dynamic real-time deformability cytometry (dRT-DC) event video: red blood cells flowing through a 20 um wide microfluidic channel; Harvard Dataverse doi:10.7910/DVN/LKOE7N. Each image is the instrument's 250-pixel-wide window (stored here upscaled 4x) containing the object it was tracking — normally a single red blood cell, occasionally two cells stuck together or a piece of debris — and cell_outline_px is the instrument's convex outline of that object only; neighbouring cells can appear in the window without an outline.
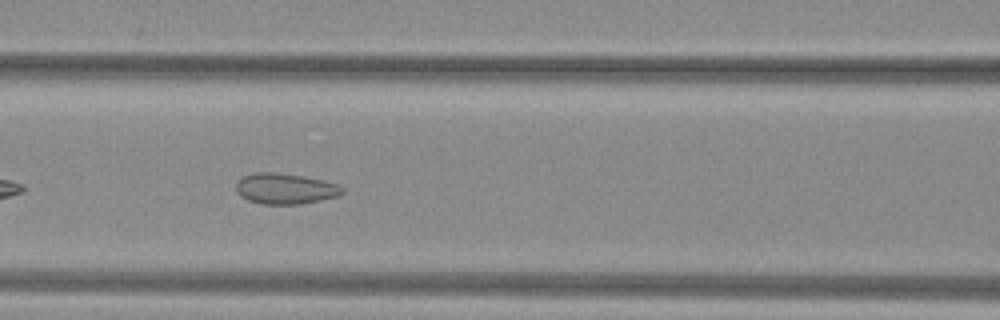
{"species": "common noctule bat (a hibernating species)", "species_latin": "Nyctalus noctula", "temperature_condition": "warm", "stored_images_in_passage": 27, "camera_frame_rate_fps": 3000, "um_per_image_px": 0.085, "animal": {"sex": "female", "body_mass_g": 29.2, "forearm_length_mm": 56.3}, "frame": {"image": 1, "passage_image": 8, "time_ms": 2.333, "image_size_px": [1000, 320], "cell_outline_px": [[344, 192], [336, 196], [320, 200], [300, 204], [260, 204], [248, 200], [240, 196], [236, 192], [236, 184], [244, 176], [252, 172], [276, 172], [304, 176], [324, 180], [336, 184], [344, 188]], "centroid_in_image_um": [24.22, 16.03], "position_along_channel_um": 142.4, "area_um2": 19.07}}
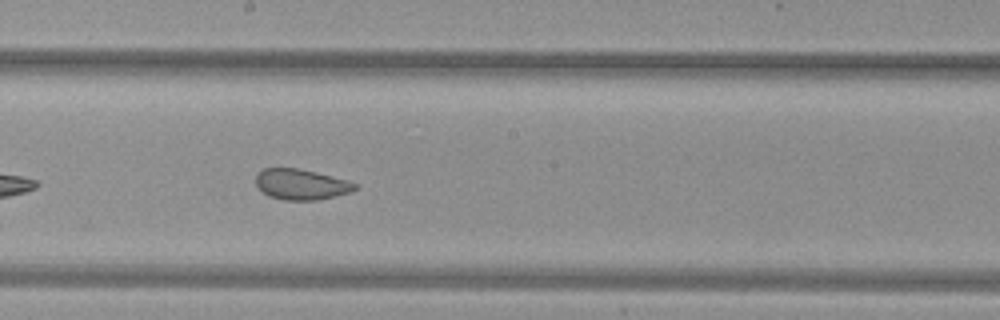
{"frame": {"image": 2, "passage_image": 14, "time_ms": 4.333, "image_size_px": [1000, 320], "cell_outline_px": [[356, 188], [352, 192], [336, 196], [316, 200], [284, 200], [268, 196], [256, 184], [256, 172], [264, 168], [300, 168], [348, 180], [356, 184]], "centroid_in_image_um": [25.59, 15.66], "position_along_channel_um": 222.6, "area_um2": 17.74}}
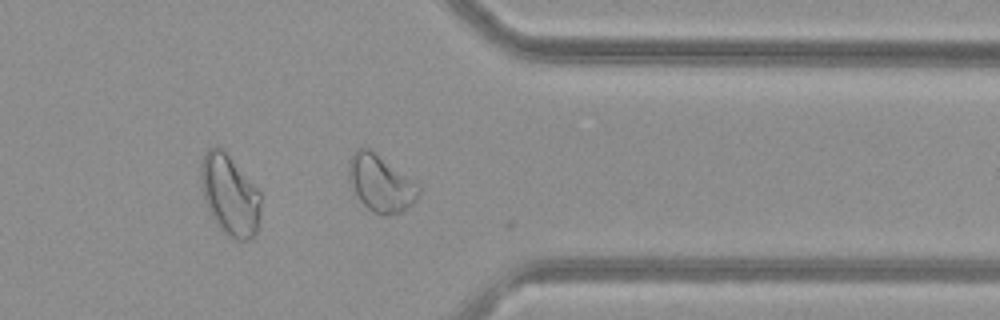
{"frame": {"image": 3, "passage_image": 26, "time_ms": 8.333, "image_size_px": [1000, 320], "cell_outline_px": [[420, 192], [416, 200], [412, 204], [400, 212], [384, 216], [380, 216], [372, 212], [356, 196], [348, 180], [348, 164], [356, 148], [368, 148], [420, 184]], "centroid_in_image_um": [32.36, 15.6], "position_along_channel_um": 379.0, "area_um2": 23.12}, "authors_computed_cell_mechanics": {"area_um2": 18.6116, "velocity_mm_per_s": 4.0247, "shape_relaxation_time_tau1_ms": null, "shape_relaxation_time_tau2_ms": 1.1598, "deformation_change_tau1": null, "deformation_change_tau2": 0.0759}}